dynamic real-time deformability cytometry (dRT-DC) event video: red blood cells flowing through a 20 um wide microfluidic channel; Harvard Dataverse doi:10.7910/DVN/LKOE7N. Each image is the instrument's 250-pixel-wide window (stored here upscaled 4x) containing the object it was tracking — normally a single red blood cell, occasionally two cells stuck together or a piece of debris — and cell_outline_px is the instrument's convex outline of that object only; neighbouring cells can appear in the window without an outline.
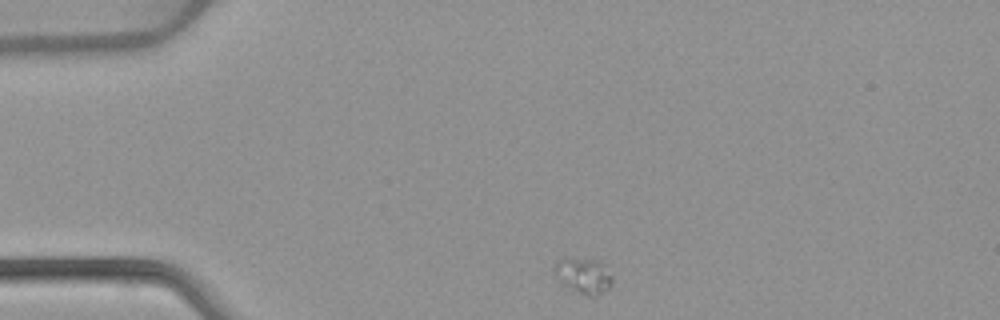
{"species": "common noctule bat (a hibernating species)", "species_latin": "Nyctalus noctula", "temperature_condition": "warm", "stored_images_in_passage": 42, "camera_frame_rate_fps": 3000, "um_per_image_px": 0.085, "animal": {"sex": "female", "body_mass_g": 22.7, "forearm_length_mm": 54.2}, "frame": {"image": 1, "passage_image": 1, "time_ms": 0.0, "image_size_px": [1000, 320], "cell_outline_px": [[612, 284], [608, 288], [596, 296], [588, 296], [564, 284], [552, 272], [552, 264], [556, 260], [600, 260], [612, 276]], "centroid_in_image_um": [49.59, 23.43], "position_along_channel_um": 35.4, "area_um2": 11.62}}
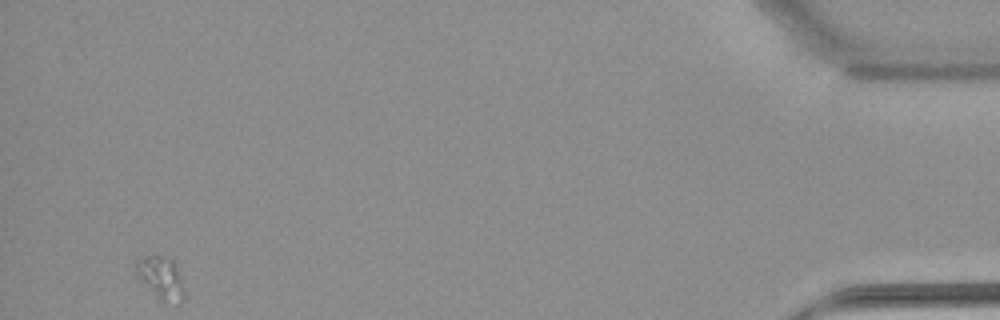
{"frame": {"image": 2, "passage_image": 42, "time_ms": 13.667, "image_size_px": [1000, 320], "cell_outline_px": [[184, 300], [180, 304], [164, 304], [140, 280], [132, 268], [136, 260], [144, 256], [160, 256], [172, 260], [176, 264], [180, 276], [184, 292]], "centroid_in_image_um": [13.66, 23.66], "position_along_channel_um": 421.5, "area_um2": 12.25}}